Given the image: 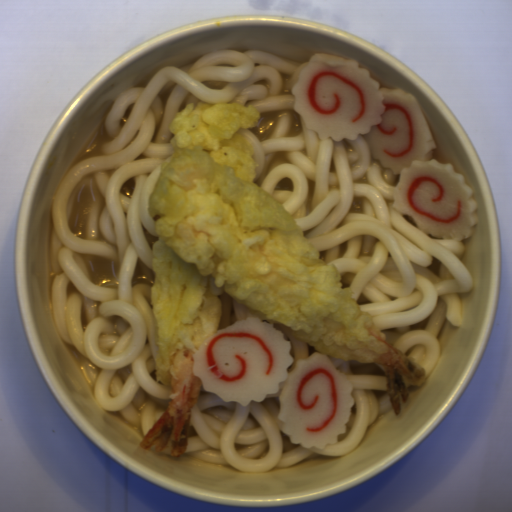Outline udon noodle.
Returning a JSON list of instances; mask_svg holds the SVG:
<instances>
[{
	"label": "udon noodle",
	"mask_w": 512,
	"mask_h": 512,
	"mask_svg": "<svg viewBox=\"0 0 512 512\" xmlns=\"http://www.w3.org/2000/svg\"><path fill=\"white\" fill-rule=\"evenodd\" d=\"M211 292L222 302V314L217 329L229 327L246 319L260 316L255 310L239 304L223 287L215 284L211 273L208 277ZM285 339L291 340L294 368L297 359H305L315 351L330 359L337 370L346 375L351 384L355 404L350 411L347 431L338 436L337 443L323 447L307 448L299 442H289L290 436L282 434L283 422L277 420L278 397L284 386L280 382L278 393H268L261 403L223 402L213 393L204 391L191 408L185 453L209 464L232 466L242 472L273 471L289 468L317 455L339 457L361 445L370 424L391 410L386 371L383 365L361 363L329 356L314 346L294 336L290 327L274 321Z\"/></svg>",
	"instance_id": "udon-noodle-2"
},
{
	"label": "udon noodle",
	"mask_w": 512,
	"mask_h": 512,
	"mask_svg": "<svg viewBox=\"0 0 512 512\" xmlns=\"http://www.w3.org/2000/svg\"><path fill=\"white\" fill-rule=\"evenodd\" d=\"M302 64L258 50L215 51L188 67L165 66L145 87L118 95L104 117L114 139L103 154L68 166L52 200L50 287L63 340L83 357L93 394L144 437L172 401L157 380V323L151 305L155 221L150 193L173 154L171 122L188 103H242L259 123L236 132L253 146V183L284 207L312 250L334 264L360 310L386 342L428 378L442 356L445 320L463 321L457 293L475 281L460 260L464 241L423 233L395 208L401 181L369 141L320 138L294 110Z\"/></svg>",
	"instance_id": "udon-noodle-1"
}]
</instances>
